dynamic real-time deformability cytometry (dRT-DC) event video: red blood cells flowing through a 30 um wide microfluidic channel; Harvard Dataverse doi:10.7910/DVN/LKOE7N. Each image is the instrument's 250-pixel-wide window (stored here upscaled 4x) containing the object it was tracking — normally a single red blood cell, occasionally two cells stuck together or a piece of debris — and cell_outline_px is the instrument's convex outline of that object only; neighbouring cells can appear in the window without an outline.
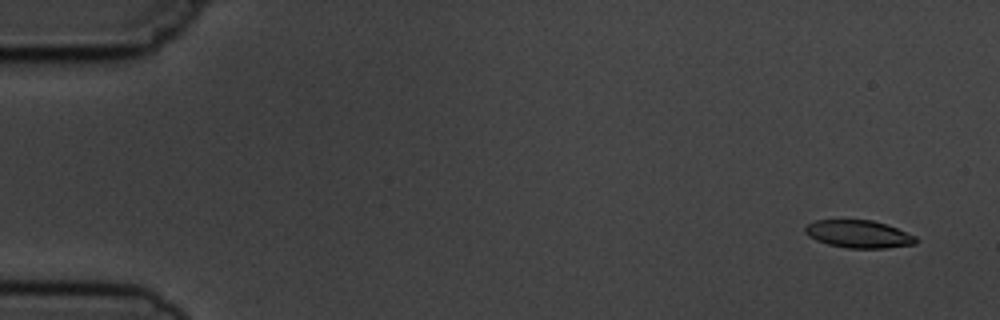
{"species": "common noctule bat (a hibernating species)", "species_latin": "Nyctalus noctula", "temperature_condition": "cold", "stored_images_in_passage": 6, "camera_frame_rate_fps": 3000, "um_per_image_px": 0.085, "animal": {"sex": "male", "body_mass_g": 19.5, "forearm_length_mm": 54.6}, "frame": {"image": 1, "passage_image": 1, "time_ms": 0.0, "image_size_px": [1000, 320], "cell_outline_px": [[920, 240], [916, 244], [884, 248], [844, 248], [828, 244], [816, 240], [808, 236], [804, 232], [804, 228], [808, 224], [816, 220], [872, 220], [896, 228], [916, 236]], "centroid_in_image_um": [72.98, 19.9], "position_along_channel_um": 12.0, "area_um2": 17.86}}
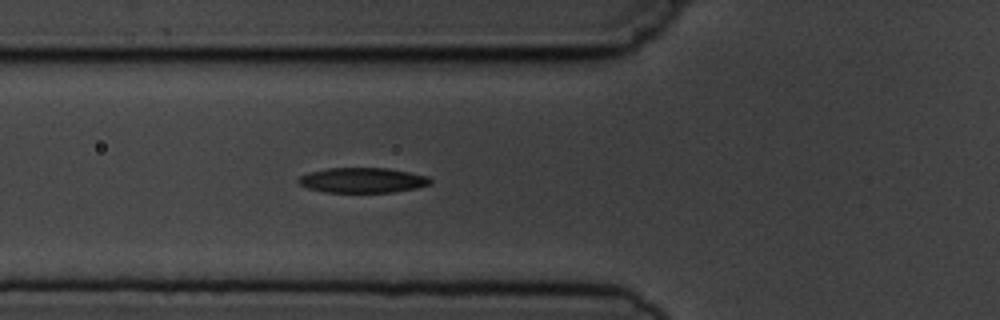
{"frame": {"image": 2, "passage_image": 6, "time_ms": 5.667, "image_size_px": [1000, 320], "cell_outline_px": [[432, 184], [416, 188], [392, 192], [324, 192], [308, 188], [300, 184], [296, 180], [300, 176], [308, 172], [328, 168], [388, 168], [428, 176], [432, 180]], "centroid_in_image_um": [30.81, 15.32], "position_along_channel_um": 95.0, "area_um2": 19.31}}